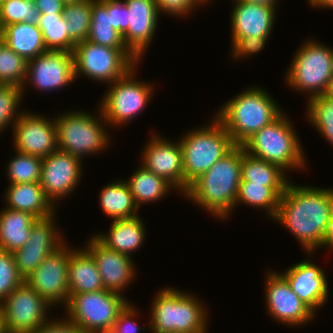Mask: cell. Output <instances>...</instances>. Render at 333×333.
Listing matches in <instances>:
<instances>
[{
	"label": "cell",
	"mask_w": 333,
	"mask_h": 333,
	"mask_svg": "<svg viewBox=\"0 0 333 333\" xmlns=\"http://www.w3.org/2000/svg\"><path fill=\"white\" fill-rule=\"evenodd\" d=\"M27 77V61L0 40V84L23 88Z\"/></svg>",
	"instance_id": "cell-38"
},
{
	"label": "cell",
	"mask_w": 333,
	"mask_h": 333,
	"mask_svg": "<svg viewBox=\"0 0 333 333\" xmlns=\"http://www.w3.org/2000/svg\"><path fill=\"white\" fill-rule=\"evenodd\" d=\"M68 285L69 294L90 293L104 289L96 262L84 247L74 248L70 252Z\"/></svg>",
	"instance_id": "cell-26"
},
{
	"label": "cell",
	"mask_w": 333,
	"mask_h": 333,
	"mask_svg": "<svg viewBox=\"0 0 333 333\" xmlns=\"http://www.w3.org/2000/svg\"><path fill=\"white\" fill-rule=\"evenodd\" d=\"M312 8L333 9V0H308Z\"/></svg>",
	"instance_id": "cell-49"
},
{
	"label": "cell",
	"mask_w": 333,
	"mask_h": 333,
	"mask_svg": "<svg viewBox=\"0 0 333 333\" xmlns=\"http://www.w3.org/2000/svg\"><path fill=\"white\" fill-rule=\"evenodd\" d=\"M61 319L52 318L38 329L30 333H84L76 324L72 323L65 315Z\"/></svg>",
	"instance_id": "cell-46"
},
{
	"label": "cell",
	"mask_w": 333,
	"mask_h": 333,
	"mask_svg": "<svg viewBox=\"0 0 333 333\" xmlns=\"http://www.w3.org/2000/svg\"><path fill=\"white\" fill-rule=\"evenodd\" d=\"M157 10L160 15H172L173 16H181L186 17V15H190L201 5H207V0H155Z\"/></svg>",
	"instance_id": "cell-42"
},
{
	"label": "cell",
	"mask_w": 333,
	"mask_h": 333,
	"mask_svg": "<svg viewBox=\"0 0 333 333\" xmlns=\"http://www.w3.org/2000/svg\"><path fill=\"white\" fill-rule=\"evenodd\" d=\"M130 177L124 181L128 185L138 208L144 203H154L176 189L162 177L154 175L142 165L138 166Z\"/></svg>",
	"instance_id": "cell-30"
},
{
	"label": "cell",
	"mask_w": 333,
	"mask_h": 333,
	"mask_svg": "<svg viewBox=\"0 0 333 333\" xmlns=\"http://www.w3.org/2000/svg\"><path fill=\"white\" fill-rule=\"evenodd\" d=\"M231 38H269L275 26L277 7L232 0Z\"/></svg>",
	"instance_id": "cell-23"
},
{
	"label": "cell",
	"mask_w": 333,
	"mask_h": 333,
	"mask_svg": "<svg viewBox=\"0 0 333 333\" xmlns=\"http://www.w3.org/2000/svg\"><path fill=\"white\" fill-rule=\"evenodd\" d=\"M0 333H6L5 329H4L3 312H2L1 303H0Z\"/></svg>",
	"instance_id": "cell-52"
},
{
	"label": "cell",
	"mask_w": 333,
	"mask_h": 333,
	"mask_svg": "<svg viewBox=\"0 0 333 333\" xmlns=\"http://www.w3.org/2000/svg\"><path fill=\"white\" fill-rule=\"evenodd\" d=\"M37 25L47 51L73 52L76 44L68 37L69 25L62 14H40Z\"/></svg>",
	"instance_id": "cell-34"
},
{
	"label": "cell",
	"mask_w": 333,
	"mask_h": 333,
	"mask_svg": "<svg viewBox=\"0 0 333 333\" xmlns=\"http://www.w3.org/2000/svg\"><path fill=\"white\" fill-rule=\"evenodd\" d=\"M141 150L139 163L154 175L170 183L184 196L183 154L180 141H171L160 134H151Z\"/></svg>",
	"instance_id": "cell-18"
},
{
	"label": "cell",
	"mask_w": 333,
	"mask_h": 333,
	"mask_svg": "<svg viewBox=\"0 0 333 333\" xmlns=\"http://www.w3.org/2000/svg\"><path fill=\"white\" fill-rule=\"evenodd\" d=\"M64 4H73V3H79L84 0H62Z\"/></svg>",
	"instance_id": "cell-53"
},
{
	"label": "cell",
	"mask_w": 333,
	"mask_h": 333,
	"mask_svg": "<svg viewBox=\"0 0 333 333\" xmlns=\"http://www.w3.org/2000/svg\"><path fill=\"white\" fill-rule=\"evenodd\" d=\"M306 116L328 143L333 145V98L319 95L307 99Z\"/></svg>",
	"instance_id": "cell-35"
},
{
	"label": "cell",
	"mask_w": 333,
	"mask_h": 333,
	"mask_svg": "<svg viewBox=\"0 0 333 333\" xmlns=\"http://www.w3.org/2000/svg\"><path fill=\"white\" fill-rule=\"evenodd\" d=\"M113 181L103 187L99 192V206L110 219H130L139 216L132 193L121 179Z\"/></svg>",
	"instance_id": "cell-29"
},
{
	"label": "cell",
	"mask_w": 333,
	"mask_h": 333,
	"mask_svg": "<svg viewBox=\"0 0 333 333\" xmlns=\"http://www.w3.org/2000/svg\"><path fill=\"white\" fill-rule=\"evenodd\" d=\"M5 208L27 212L37 219L51 216L56 208L46 198L39 182L8 184L4 197Z\"/></svg>",
	"instance_id": "cell-25"
},
{
	"label": "cell",
	"mask_w": 333,
	"mask_h": 333,
	"mask_svg": "<svg viewBox=\"0 0 333 333\" xmlns=\"http://www.w3.org/2000/svg\"><path fill=\"white\" fill-rule=\"evenodd\" d=\"M15 156L7 163L9 184L40 182L42 158L14 151Z\"/></svg>",
	"instance_id": "cell-37"
},
{
	"label": "cell",
	"mask_w": 333,
	"mask_h": 333,
	"mask_svg": "<svg viewBox=\"0 0 333 333\" xmlns=\"http://www.w3.org/2000/svg\"><path fill=\"white\" fill-rule=\"evenodd\" d=\"M56 217L55 212L51 216L37 219L31 227L30 237L26 245L12 253L19 276L24 281L47 256L66 242L64 240L66 238L63 237L56 225L58 224Z\"/></svg>",
	"instance_id": "cell-15"
},
{
	"label": "cell",
	"mask_w": 333,
	"mask_h": 333,
	"mask_svg": "<svg viewBox=\"0 0 333 333\" xmlns=\"http://www.w3.org/2000/svg\"><path fill=\"white\" fill-rule=\"evenodd\" d=\"M264 282V308L272 319L289 328L305 326L315 320L316 314L292 291L280 271L268 270Z\"/></svg>",
	"instance_id": "cell-13"
},
{
	"label": "cell",
	"mask_w": 333,
	"mask_h": 333,
	"mask_svg": "<svg viewBox=\"0 0 333 333\" xmlns=\"http://www.w3.org/2000/svg\"><path fill=\"white\" fill-rule=\"evenodd\" d=\"M24 111L12 128L14 149L40 158L47 157L58 149L55 118Z\"/></svg>",
	"instance_id": "cell-19"
},
{
	"label": "cell",
	"mask_w": 333,
	"mask_h": 333,
	"mask_svg": "<svg viewBox=\"0 0 333 333\" xmlns=\"http://www.w3.org/2000/svg\"><path fill=\"white\" fill-rule=\"evenodd\" d=\"M332 211L333 188L303 186L290 180L279 199L273 221L286 227L309 258L323 246L325 229Z\"/></svg>",
	"instance_id": "cell-1"
},
{
	"label": "cell",
	"mask_w": 333,
	"mask_h": 333,
	"mask_svg": "<svg viewBox=\"0 0 333 333\" xmlns=\"http://www.w3.org/2000/svg\"><path fill=\"white\" fill-rule=\"evenodd\" d=\"M238 1L268 5V6H271V7H278V3H279V2H277L279 0H238Z\"/></svg>",
	"instance_id": "cell-50"
},
{
	"label": "cell",
	"mask_w": 333,
	"mask_h": 333,
	"mask_svg": "<svg viewBox=\"0 0 333 333\" xmlns=\"http://www.w3.org/2000/svg\"><path fill=\"white\" fill-rule=\"evenodd\" d=\"M211 119L207 125L194 127L179 138L183 154L184 194L195 179L236 146L223 125L214 116Z\"/></svg>",
	"instance_id": "cell-6"
},
{
	"label": "cell",
	"mask_w": 333,
	"mask_h": 333,
	"mask_svg": "<svg viewBox=\"0 0 333 333\" xmlns=\"http://www.w3.org/2000/svg\"><path fill=\"white\" fill-rule=\"evenodd\" d=\"M285 270L280 273L292 291L316 314L328 302L330 294L324 269L307 258Z\"/></svg>",
	"instance_id": "cell-21"
},
{
	"label": "cell",
	"mask_w": 333,
	"mask_h": 333,
	"mask_svg": "<svg viewBox=\"0 0 333 333\" xmlns=\"http://www.w3.org/2000/svg\"><path fill=\"white\" fill-rule=\"evenodd\" d=\"M40 14H62L64 3L62 0H34Z\"/></svg>",
	"instance_id": "cell-47"
},
{
	"label": "cell",
	"mask_w": 333,
	"mask_h": 333,
	"mask_svg": "<svg viewBox=\"0 0 333 333\" xmlns=\"http://www.w3.org/2000/svg\"><path fill=\"white\" fill-rule=\"evenodd\" d=\"M326 249H333V211L331 213V217L329 219V222L327 223L326 229H325V237L323 239V246L322 248Z\"/></svg>",
	"instance_id": "cell-48"
},
{
	"label": "cell",
	"mask_w": 333,
	"mask_h": 333,
	"mask_svg": "<svg viewBox=\"0 0 333 333\" xmlns=\"http://www.w3.org/2000/svg\"><path fill=\"white\" fill-rule=\"evenodd\" d=\"M290 177L280 166L258 159L242 146V170L240 184H263V186H287Z\"/></svg>",
	"instance_id": "cell-31"
},
{
	"label": "cell",
	"mask_w": 333,
	"mask_h": 333,
	"mask_svg": "<svg viewBox=\"0 0 333 333\" xmlns=\"http://www.w3.org/2000/svg\"><path fill=\"white\" fill-rule=\"evenodd\" d=\"M2 209L0 211V249L13 253L26 245L31 227L37 218L27 212Z\"/></svg>",
	"instance_id": "cell-28"
},
{
	"label": "cell",
	"mask_w": 333,
	"mask_h": 333,
	"mask_svg": "<svg viewBox=\"0 0 333 333\" xmlns=\"http://www.w3.org/2000/svg\"><path fill=\"white\" fill-rule=\"evenodd\" d=\"M144 225L141 216L114 219L107 233L98 232L94 236L107 248L131 257L145 243L147 229Z\"/></svg>",
	"instance_id": "cell-24"
},
{
	"label": "cell",
	"mask_w": 333,
	"mask_h": 333,
	"mask_svg": "<svg viewBox=\"0 0 333 333\" xmlns=\"http://www.w3.org/2000/svg\"><path fill=\"white\" fill-rule=\"evenodd\" d=\"M268 38L264 37H242V38H231V52L232 59L239 60L241 57L248 58L253 55H257L263 50L266 45ZM252 54V55H251Z\"/></svg>",
	"instance_id": "cell-43"
},
{
	"label": "cell",
	"mask_w": 333,
	"mask_h": 333,
	"mask_svg": "<svg viewBox=\"0 0 333 333\" xmlns=\"http://www.w3.org/2000/svg\"><path fill=\"white\" fill-rule=\"evenodd\" d=\"M92 0L65 4L63 18L68 22V37L76 44L87 39L91 24Z\"/></svg>",
	"instance_id": "cell-36"
},
{
	"label": "cell",
	"mask_w": 333,
	"mask_h": 333,
	"mask_svg": "<svg viewBox=\"0 0 333 333\" xmlns=\"http://www.w3.org/2000/svg\"><path fill=\"white\" fill-rule=\"evenodd\" d=\"M292 60L285 73V84L298 93H306L308 99L325 95L333 76V48L309 38Z\"/></svg>",
	"instance_id": "cell-8"
},
{
	"label": "cell",
	"mask_w": 333,
	"mask_h": 333,
	"mask_svg": "<svg viewBox=\"0 0 333 333\" xmlns=\"http://www.w3.org/2000/svg\"><path fill=\"white\" fill-rule=\"evenodd\" d=\"M287 186H263V184H239L235 207L241 203L248 207L265 209L266 217L274 219L279 199ZM240 203V204H239Z\"/></svg>",
	"instance_id": "cell-32"
},
{
	"label": "cell",
	"mask_w": 333,
	"mask_h": 333,
	"mask_svg": "<svg viewBox=\"0 0 333 333\" xmlns=\"http://www.w3.org/2000/svg\"><path fill=\"white\" fill-rule=\"evenodd\" d=\"M40 11L34 0H3L0 1V30L7 25L25 22L37 23Z\"/></svg>",
	"instance_id": "cell-39"
},
{
	"label": "cell",
	"mask_w": 333,
	"mask_h": 333,
	"mask_svg": "<svg viewBox=\"0 0 333 333\" xmlns=\"http://www.w3.org/2000/svg\"><path fill=\"white\" fill-rule=\"evenodd\" d=\"M138 65L111 83L99 103V109L110 129L114 126L116 128L126 126L147 108L151 97L153 98L155 94L154 83L137 80L135 70L138 69Z\"/></svg>",
	"instance_id": "cell-9"
},
{
	"label": "cell",
	"mask_w": 333,
	"mask_h": 333,
	"mask_svg": "<svg viewBox=\"0 0 333 333\" xmlns=\"http://www.w3.org/2000/svg\"><path fill=\"white\" fill-rule=\"evenodd\" d=\"M123 2L129 13V25L122 36L123 41L127 49L141 61L155 37L160 14L155 0H123Z\"/></svg>",
	"instance_id": "cell-22"
},
{
	"label": "cell",
	"mask_w": 333,
	"mask_h": 333,
	"mask_svg": "<svg viewBox=\"0 0 333 333\" xmlns=\"http://www.w3.org/2000/svg\"><path fill=\"white\" fill-rule=\"evenodd\" d=\"M242 146L236 145L190 185L184 197L223 221L235 208L241 181ZM230 215V216H229Z\"/></svg>",
	"instance_id": "cell-2"
},
{
	"label": "cell",
	"mask_w": 333,
	"mask_h": 333,
	"mask_svg": "<svg viewBox=\"0 0 333 333\" xmlns=\"http://www.w3.org/2000/svg\"><path fill=\"white\" fill-rule=\"evenodd\" d=\"M67 241L56 251L47 256L39 267L25 280L38 295L49 305L68 304V263L70 252L74 247L68 246Z\"/></svg>",
	"instance_id": "cell-14"
},
{
	"label": "cell",
	"mask_w": 333,
	"mask_h": 333,
	"mask_svg": "<svg viewBox=\"0 0 333 333\" xmlns=\"http://www.w3.org/2000/svg\"><path fill=\"white\" fill-rule=\"evenodd\" d=\"M0 39L26 61L47 51L37 23L20 22L4 26L0 30Z\"/></svg>",
	"instance_id": "cell-27"
},
{
	"label": "cell",
	"mask_w": 333,
	"mask_h": 333,
	"mask_svg": "<svg viewBox=\"0 0 333 333\" xmlns=\"http://www.w3.org/2000/svg\"><path fill=\"white\" fill-rule=\"evenodd\" d=\"M90 236L85 249L96 262L104 289L124 296L125 290L136 280V263L132 257L104 246L94 234Z\"/></svg>",
	"instance_id": "cell-20"
},
{
	"label": "cell",
	"mask_w": 333,
	"mask_h": 333,
	"mask_svg": "<svg viewBox=\"0 0 333 333\" xmlns=\"http://www.w3.org/2000/svg\"><path fill=\"white\" fill-rule=\"evenodd\" d=\"M83 164L78 157L59 149L42 158L39 183L46 198L55 208L59 201L66 199V196L69 197L78 187Z\"/></svg>",
	"instance_id": "cell-16"
},
{
	"label": "cell",
	"mask_w": 333,
	"mask_h": 333,
	"mask_svg": "<svg viewBox=\"0 0 333 333\" xmlns=\"http://www.w3.org/2000/svg\"><path fill=\"white\" fill-rule=\"evenodd\" d=\"M74 81L76 80L73 53L46 51L27 61V77L22 88L23 98L28 85L38 91L51 93L69 87Z\"/></svg>",
	"instance_id": "cell-17"
},
{
	"label": "cell",
	"mask_w": 333,
	"mask_h": 333,
	"mask_svg": "<svg viewBox=\"0 0 333 333\" xmlns=\"http://www.w3.org/2000/svg\"><path fill=\"white\" fill-rule=\"evenodd\" d=\"M1 306L6 333L33 332L50 319L52 310L25 281L1 302Z\"/></svg>",
	"instance_id": "cell-12"
},
{
	"label": "cell",
	"mask_w": 333,
	"mask_h": 333,
	"mask_svg": "<svg viewBox=\"0 0 333 333\" xmlns=\"http://www.w3.org/2000/svg\"><path fill=\"white\" fill-rule=\"evenodd\" d=\"M325 95L329 96L330 98H333V76L330 79L329 87Z\"/></svg>",
	"instance_id": "cell-51"
},
{
	"label": "cell",
	"mask_w": 333,
	"mask_h": 333,
	"mask_svg": "<svg viewBox=\"0 0 333 333\" xmlns=\"http://www.w3.org/2000/svg\"><path fill=\"white\" fill-rule=\"evenodd\" d=\"M54 118L59 150L83 160L87 155L101 153L100 151L103 152L110 147V128L107 129L109 126L101 110L97 116L94 113L91 115L88 111L67 110Z\"/></svg>",
	"instance_id": "cell-7"
},
{
	"label": "cell",
	"mask_w": 333,
	"mask_h": 333,
	"mask_svg": "<svg viewBox=\"0 0 333 333\" xmlns=\"http://www.w3.org/2000/svg\"><path fill=\"white\" fill-rule=\"evenodd\" d=\"M285 113L255 133L242 146L248 154L291 173L292 169L304 170L307 159L293 122Z\"/></svg>",
	"instance_id": "cell-5"
},
{
	"label": "cell",
	"mask_w": 333,
	"mask_h": 333,
	"mask_svg": "<svg viewBox=\"0 0 333 333\" xmlns=\"http://www.w3.org/2000/svg\"><path fill=\"white\" fill-rule=\"evenodd\" d=\"M139 309L129 302L126 307L119 313L114 328L107 333H139L140 330L149 329V327H141L136 323Z\"/></svg>",
	"instance_id": "cell-44"
},
{
	"label": "cell",
	"mask_w": 333,
	"mask_h": 333,
	"mask_svg": "<svg viewBox=\"0 0 333 333\" xmlns=\"http://www.w3.org/2000/svg\"><path fill=\"white\" fill-rule=\"evenodd\" d=\"M107 13L111 20V26L122 36L128 29V8L123 0H107Z\"/></svg>",
	"instance_id": "cell-45"
},
{
	"label": "cell",
	"mask_w": 333,
	"mask_h": 333,
	"mask_svg": "<svg viewBox=\"0 0 333 333\" xmlns=\"http://www.w3.org/2000/svg\"><path fill=\"white\" fill-rule=\"evenodd\" d=\"M277 102L262 87H248L221 105L214 117L226 129L233 143L242 146L284 112Z\"/></svg>",
	"instance_id": "cell-3"
},
{
	"label": "cell",
	"mask_w": 333,
	"mask_h": 333,
	"mask_svg": "<svg viewBox=\"0 0 333 333\" xmlns=\"http://www.w3.org/2000/svg\"><path fill=\"white\" fill-rule=\"evenodd\" d=\"M69 296L64 315L84 333H107L113 329L119 313L130 302L125 296L105 289Z\"/></svg>",
	"instance_id": "cell-10"
},
{
	"label": "cell",
	"mask_w": 333,
	"mask_h": 333,
	"mask_svg": "<svg viewBox=\"0 0 333 333\" xmlns=\"http://www.w3.org/2000/svg\"><path fill=\"white\" fill-rule=\"evenodd\" d=\"M22 100L21 87L0 84V133L8 128L9 125V128H13V125L21 114L20 112H22L18 110L22 104Z\"/></svg>",
	"instance_id": "cell-40"
},
{
	"label": "cell",
	"mask_w": 333,
	"mask_h": 333,
	"mask_svg": "<svg viewBox=\"0 0 333 333\" xmlns=\"http://www.w3.org/2000/svg\"><path fill=\"white\" fill-rule=\"evenodd\" d=\"M23 282L17 271L13 254L0 249V303Z\"/></svg>",
	"instance_id": "cell-41"
},
{
	"label": "cell",
	"mask_w": 333,
	"mask_h": 333,
	"mask_svg": "<svg viewBox=\"0 0 333 333\" xmlns=\"http://www.w3.org/2000/svg\"><path fill=\"white\" fill-rule=\"evenodd\" d=\"M87 40L105 47L127 49L122 35L111 26L107 13V0H92L91 24Z\"/></svg>",
	"instance_id": "cell-33"
},
{
	"label": "cell",
	"mask_w": 333,
	"mask_h": 333,
	"mask_svg": "<svg viewBox=\"0 0 333 333\" xmlns=\"http://www.w3.org/2000/svg\"><path fill=\"white\" fill-rule=\"evenodd\" d=\"M153 297L150 323H145L152 333H207L209 312L194 294L163 287Z\"/></svg>",
	"instance_id": "cell-4"
},
{
	"label": "cell",
	"mask_w": 333,
	"mask_h": 333,
	"mask_svg": "<svg viewBox=\"0 0 333 333\" xmlns=\"http://www.w3.org/2000/svg\"><path fill=\"white\" fill-rule=\"evenodd\" d=\"M75 80L79 77L110 85L141 62L128 50L101 46L84 40L73 50Z\"/></svg>",
	"instance_id": "cell-11"
}]
</instances>
